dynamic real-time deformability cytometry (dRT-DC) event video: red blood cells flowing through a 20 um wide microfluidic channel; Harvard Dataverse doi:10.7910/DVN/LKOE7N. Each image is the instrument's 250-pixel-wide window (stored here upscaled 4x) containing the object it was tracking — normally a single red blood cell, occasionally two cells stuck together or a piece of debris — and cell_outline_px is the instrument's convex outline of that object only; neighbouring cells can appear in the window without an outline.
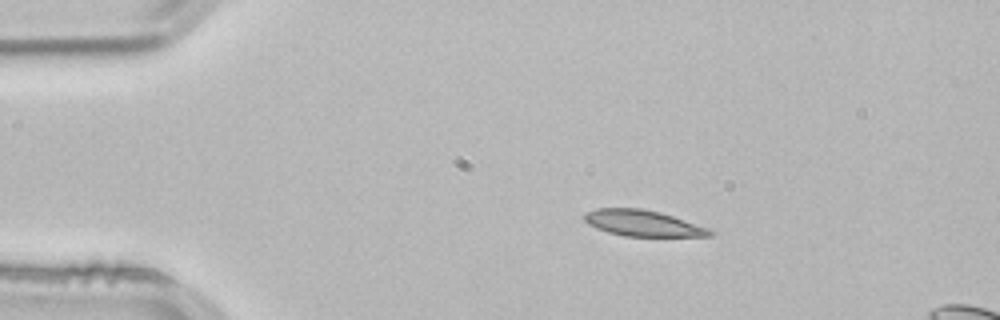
{"species": "common noctule bat (a hibernating species)", "species_latin": "Nyctalus noctula", "temperature_condition": "room temperature", "stored_images_in_passage": 8, "camera_frame_rate_fps": 3000, "um_per_image_px": 0.085, "animal": {"sex": "male", "body_mass_g": 21.5, "forearm_length_mm": 52.0}, "frame": {"image": 1, "passage_image": 1, "time_ms": 0.0, "image_size_px": [1000, 320], "cell_outline_px": [[712, 236], [624, 236], [608, 232], [596, 228], [588, 224], [584, 220], [584, 212], [596, 208], [640, 208], [660, 212], [708, 228], [712, 232]], "centroid_in_image_um": [54.57, 18.96], "position_along_channel_um": 30.4, "area_um2": 18.9}}